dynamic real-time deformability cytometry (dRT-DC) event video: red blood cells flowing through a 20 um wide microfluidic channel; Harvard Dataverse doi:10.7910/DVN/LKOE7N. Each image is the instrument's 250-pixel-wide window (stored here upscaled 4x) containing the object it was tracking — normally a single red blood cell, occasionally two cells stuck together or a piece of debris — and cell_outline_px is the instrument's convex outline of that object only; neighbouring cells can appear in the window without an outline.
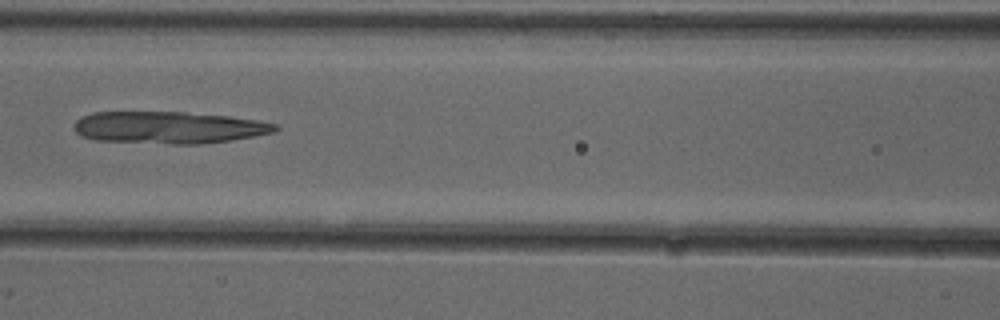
{"species": "common noctule bat (a hibernating species)", "species_latin": "Nyctalus noctula", "temperature_condition": "cold", "stored_images_in_passage": 7, "camera_frame_rate_fps": 3000, "um_per_image_px": 0.085, "animal": {"sex": "female"}, "frame": {"image": 1, "passage_image": 7, "time_ms": 2.0, "image_size_px": [1000, 320], "cell_outline_px": [[280, 128], [276, 132], [256, 136], [232, 140], [200, 144], [172, 144], [96, 140], [84, 136], [76, 132], [72, 124], [80, 116], [92, 112], [184, 112], [228, 116], [256, 120], [280, 124]], "centroid_in_image_um": [14.37, 10.83], "position_along_channel_um": 152.2, "area_um2": 37.86}}